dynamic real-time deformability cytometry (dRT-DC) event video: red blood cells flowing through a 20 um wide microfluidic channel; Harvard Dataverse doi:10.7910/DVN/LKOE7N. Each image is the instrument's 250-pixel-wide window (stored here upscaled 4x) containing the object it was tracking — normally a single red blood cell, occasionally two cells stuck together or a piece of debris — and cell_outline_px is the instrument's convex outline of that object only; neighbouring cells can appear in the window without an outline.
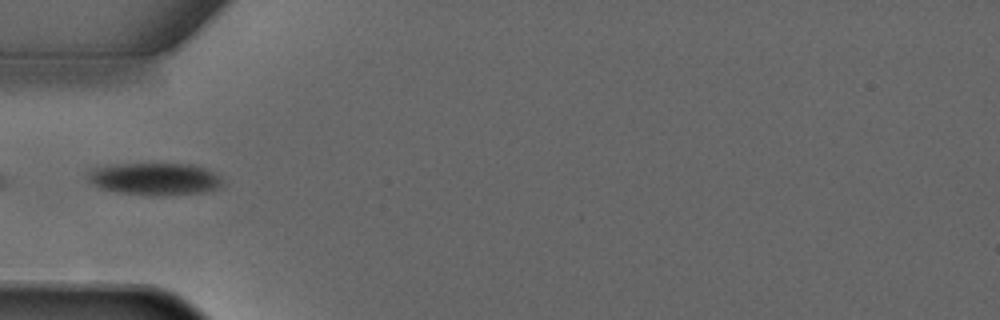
{"species": "common noctule bat (a hibernating species)", "species_latin": "Nyctalus noctula", "temperature_condition": "warm", "stored_images_in_passage": 2, "camera_frame_rate_fps": 3000, "um_per_image_px": 0.085, "animal": {"sex": "male", "forearm_length_mm": 52.5}, "frame": {"image": 1, "passage_image": 2, "time_ms": 1.0, "image_size_px": [1000, 320], "cell_outline_px": [[224, 180], [216, 188], [200, 192], [120, 192], [100, 188], [92, 184], [88, 180], [88, 172], [92, 168], [116, 164], [192, 164], [208, 168], [220, 176]], "centroid_in_image_um": [13.13, 15.13], "position_along_channel_um": 71.9, "area_um2": 24.04}}